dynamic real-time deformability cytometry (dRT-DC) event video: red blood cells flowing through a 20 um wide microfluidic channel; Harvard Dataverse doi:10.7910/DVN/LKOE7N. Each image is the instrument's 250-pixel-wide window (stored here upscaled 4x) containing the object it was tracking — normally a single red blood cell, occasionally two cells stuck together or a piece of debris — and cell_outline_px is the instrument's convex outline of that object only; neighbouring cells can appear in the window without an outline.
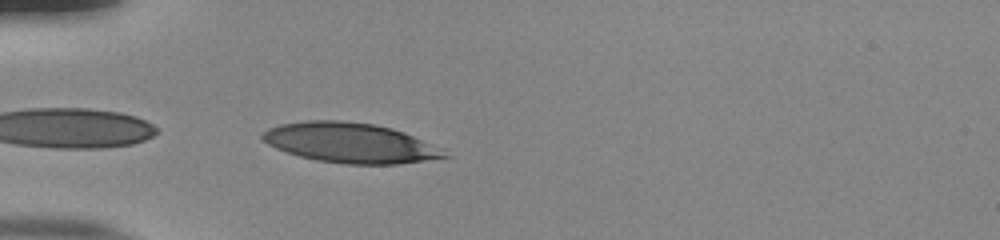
{"species": "human", "species_latin": "Homo sapiens", "temperature_condition": "room temperature", "stored_images_in_passage": 35, "camera_frame_rate_fps": 3000, "um_per_image_px": 0.085, "donor": {"sex": "male"}, "frame": {"image": 1, "passage_image": 1, "time_ms": 0.0, "image_size_px": [1000, 240], "cell_outline_px": [[452, 156], [396, 164], [344, 164], [316, 160], [300, 156], [276, 148], [260, 140], [260, 136], [268, 128], [280, 124], [304, 120], [340, 120], [372, 124], [392, 128], [404, 132]], "centroid_in_image_um": [29.66, 12.13], "position_along_channel_um": 55.3, "area_um2": 41.85}}
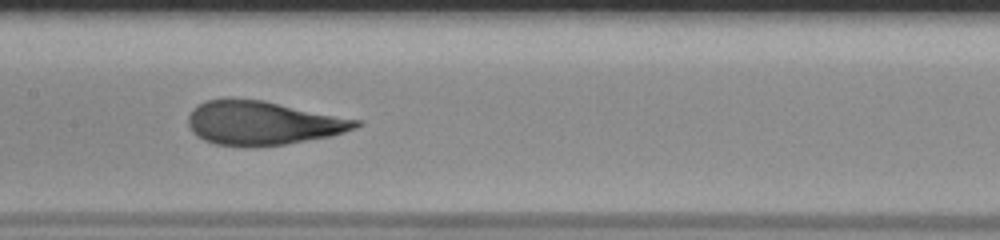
{"frame": {"image": 2, "passage_image": 12, "time_ms": 3.667, "image_size_px": [1000, 240], "cell_outline_px": [[364, 124], [356, 128], [332, 136], [284, 144], [256, 148], [244, 148], [216, 144], [204, 140], [196, 136], [192, 132], [188, 124], [188, 116], [192, 108], [208, 100], [228, 96], [264, 100], [364, 120]], "centroid_in_image_um": [22.34, 10.45], "position_along_channel_um": 185.1, "area_um2": 44.1}}
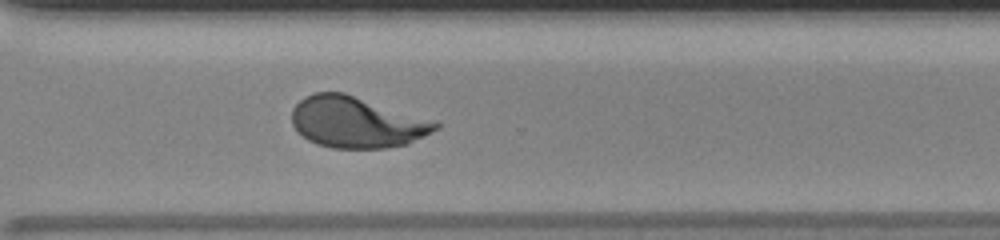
{"frame": {"image": 3, "passage_image": 24, "time_ms": 7.667, "image_size_px": [1000, 240], "cell_outline_px": [[440, 128], [408, 144], [384, 148], [332, 148], [316, 144], [308, 140], [292, 124], [292, 108], [304, 96], [316, 92], [344, 92], [440, 120]], "centroid_in_image_um": [30.39, 10.37], "position_along_channel_um": 340.2, "area_um2": 43.58}, "authors_computed_cell_mechanics": {"area_um2": 43.1188, "velocity_mm_per_s": 3.889, "shape_relaxation_time_tau1_ms": 4.8252, "shape_relaxation_time_tau2_ms": null, "deformation_change_tau1": 0.2368, "deformation_change_tau2": null}}